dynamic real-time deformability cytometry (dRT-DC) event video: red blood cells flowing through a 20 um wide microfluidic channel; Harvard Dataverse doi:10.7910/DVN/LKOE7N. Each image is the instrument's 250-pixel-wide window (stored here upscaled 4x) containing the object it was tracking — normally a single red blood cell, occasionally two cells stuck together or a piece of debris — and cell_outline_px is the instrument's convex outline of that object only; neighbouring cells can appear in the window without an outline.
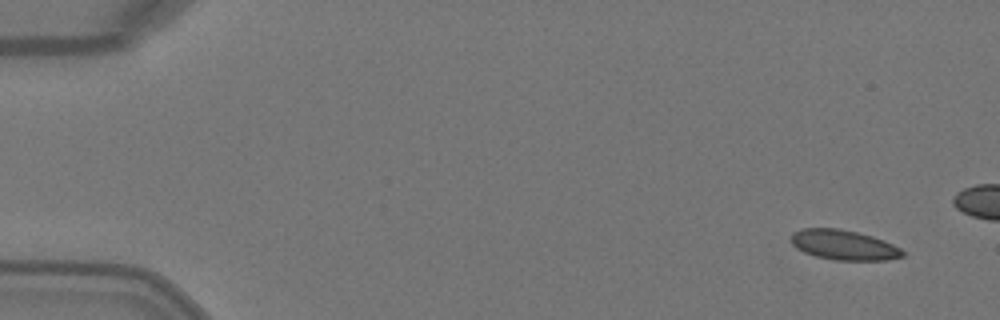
{"species": "Egyptian fruit bat (a non-hibernating species)", "species_latin": "Rousettus aegyptiacus", "temperature_condition": "warm", "stored_images_in_passage": 6, "camera_frame_rate_fps": 3000, "um_per_image_px": 0.085, "animal": {"sex": "female"}, "frame": {"image": 1, "passage_image": 1, "time_ms": 0.0, "image_size_px": [1000, 320], "cell_outline_px": [[904, 256], [888, 260], [836, 260], [816, 256], [804, 252], [796, 248], [792, 244], [792, 232], [800, 228], [840, 228], [872, 236], [884, 240], [900, 248], [904, 252]], "centroid_in_image_um": [71.71, 20.81], "position_along_channel_um": 13.3, "area_um2": 19.48}}
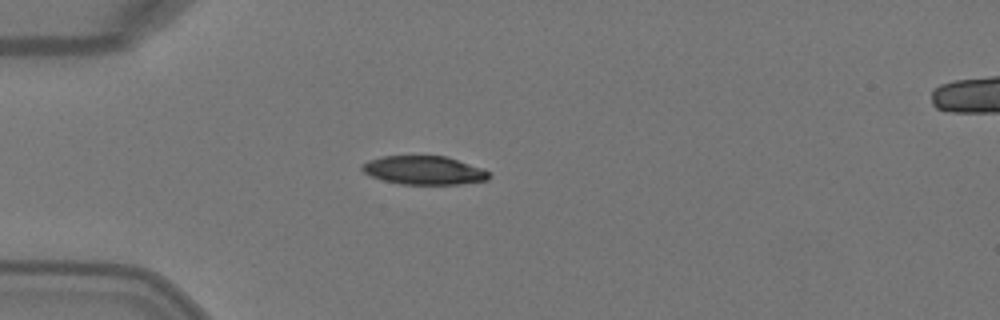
{"frame": {"image": 2, "passage_image": 5, "time_ms": 1.333, "image_size_px": [1000, 320], "cell_outline_px": [[492, 176], [488, 180], [460, 184], [400, 184], [384, 180], [372, 176], [364, 172], [360, 168], [360, 164], [368, 160], [384, 156], [444, 156], [484, 168]], "centroid_in_image_um": [36.05, 14.47], "position_along_channel_um": 49.0, "area_um2": 21.15}}